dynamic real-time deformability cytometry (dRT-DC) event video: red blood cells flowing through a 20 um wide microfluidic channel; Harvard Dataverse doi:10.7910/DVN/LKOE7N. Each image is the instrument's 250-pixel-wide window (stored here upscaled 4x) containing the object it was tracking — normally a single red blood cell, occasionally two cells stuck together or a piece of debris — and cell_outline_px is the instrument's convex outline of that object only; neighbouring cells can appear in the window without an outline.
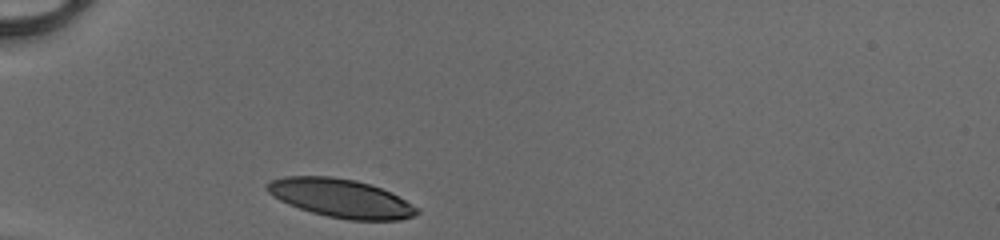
{"species": "human", "species_latin": "Homo sapiens", "temperature_condition": "cold", "stored_images_in_passage": 28, "camera_frame_rate_fps": 3000, "um_per_image_px": 0.085, "donor": {"sex": "male"}, "frame": {"image": 1, "passage_image": 1, "time_ms": 0.0, "image_size_px": [1000, 240], "cell_outline_px": [[420, 212], [412, 216], [400, 220], [348, 220], [328, 216], [312, 212], [288, 204], [272, 196], [264, 188], [264, 184], [272, 180], [284, 176], [332, 176], [356, 180], [372, 184], [404, 200], [416, 208]], "centroid_in_image_um": [28.9, 16.83], "position_along_channel_um": 56.1, "area_um2": 33.41}}
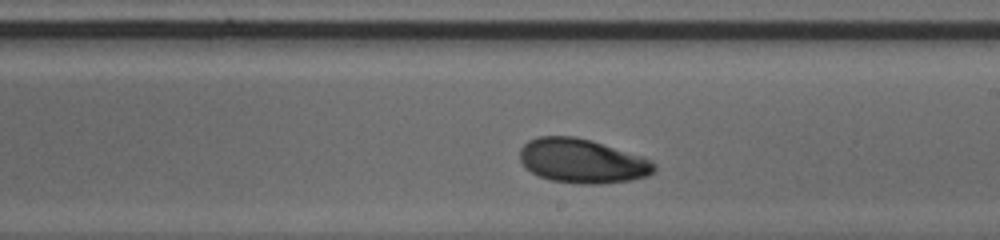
{"frame": {"image": 2, "passage_image": 16, "time_ms": 5.0, "image_size_px": [1000, 240], "cell_outline_px": [[656, 168], [648, 176], [632, 180], [600, 184], [580, 184], [552, 180], [540, 176], [532, 172], [520, 160], [520, 148], [528, 140], [540, 136], [576, 136], [592, 140], [640, 156], [656, 164]], "centroid_in_image_um": [49.48, 13.68], "position_along_channel_um": 239.5, "area_um2": 34.45}}
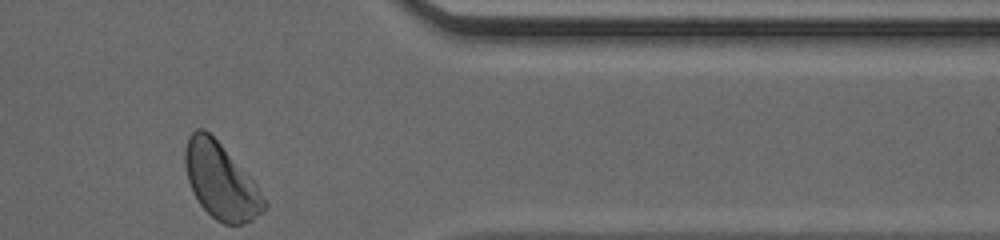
{"frame": {"image": 3, "passage_image": 28, "time_ms": 9.0, "image_size_px": [1000, 240], "cell_outline_px": [[268, 208], [252, 220], [244, 224], [224, 224], [216, 220], [200, 204], [192, 192], [188, 180], [184, 164], [184, 152], [188, 136], [196, 128], [204, 128], [220, 144], [256, 184], [268, 204]], "centroid_in_image_um": [18.76, 15.41], "position_along_channel_um": 392.6, "area_um2": 34.68}, "authors_computed_cell_mechanics": {"area_um2": 34.2176, "velocity_mm_per_s": 4.0899, "shape_relaxation_time_tau1_ms": 2.0748, "shape_relaxation_time_tau2_ms": 2.606, "deformation_change_tau1": 0.1051, "deformation_change_tau2": 0.0737}}